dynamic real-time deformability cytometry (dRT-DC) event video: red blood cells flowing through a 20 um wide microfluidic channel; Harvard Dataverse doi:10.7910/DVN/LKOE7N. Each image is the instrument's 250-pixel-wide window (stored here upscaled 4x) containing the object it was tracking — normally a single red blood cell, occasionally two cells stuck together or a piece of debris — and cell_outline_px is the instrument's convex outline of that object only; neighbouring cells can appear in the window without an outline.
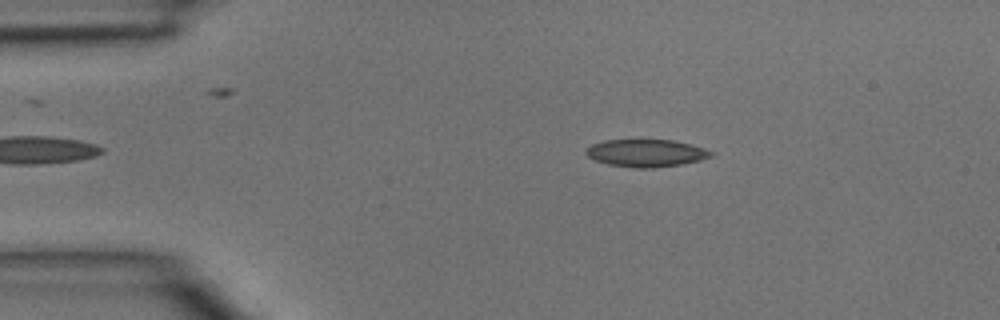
{"species": "common noctule bat (a hibernating species)", "species_latin": "Nyctalus noctula", "temperature_condition": "room temperature", "stored_images_in_passage": 2, "camera_frame_rate_fps": 3000, "um_per_image_px": 0.085, "animal": {"sex": "male", "body_mass_g": 15.6}, "frame": {"image": 1, "passage_image": 1, "time_ms": 0.0, "image_size_px": [1000, 320], "cell_outline_px": [[716, 152], [712, 156], [700, 160], [680, 164], [652, 168], [636, 168], [608, 164], [596, 160], [588, 156], [584, 152], [592, 144], [604, 140], [672, 140], [704, 148]], "centroid_in_image_um": [54.93, 13.01], "position_along_channel_um": 30.1, "area_um2": 19.83}}